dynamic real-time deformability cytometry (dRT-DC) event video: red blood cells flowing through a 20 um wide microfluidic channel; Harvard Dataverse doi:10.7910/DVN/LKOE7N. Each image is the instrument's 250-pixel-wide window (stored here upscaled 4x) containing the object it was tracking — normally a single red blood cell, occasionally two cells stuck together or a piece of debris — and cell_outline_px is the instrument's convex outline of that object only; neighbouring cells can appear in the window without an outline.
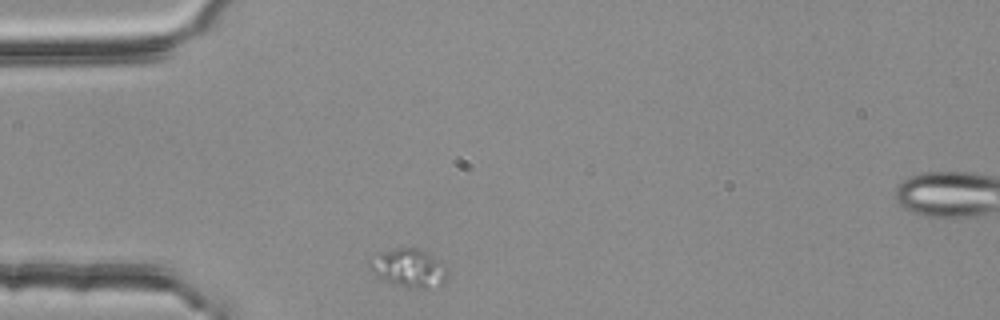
{"species": "common noctule bat (a hibernating species)", "species_latin": "Nyctalus noctula", "temperature_condition": "room temperature", "stored_images_in_passage": 2, "segment_of_instrument_passage": [1, 2], "camera_frame_rate_fps": 3000, "um_per_image_px": 0.085, "animal": {"sex": "female", "body_mass_g": 25.1}, "frame": {"image": 1, "passage_image": 1, "time_ms": 0.0, "image_size_px": [1000, 320], "cell_outline_px": [[448, 272], [444, 284], [440, 288], [416, 288], [396, 284], [384, 280], [376, 276], [368, 268], [364, 260], [368, 256], [392, 248], [416, 248], [440, 260], [448, 268]], "centroid_in_image_um": [34.7, 22.78], "position_along_channel_um": 50.3, "area_um2": 17.98}}